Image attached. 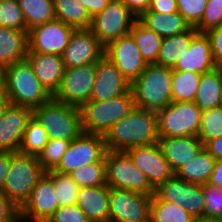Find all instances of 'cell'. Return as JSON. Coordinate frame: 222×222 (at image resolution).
Wrapping results in <instances>:
<instances>
[{
	"label": "cell",
	"mask_w": 222,
	"mask_h": 222,
	"mask_svg": "<svg viewBox=\"0 0 222 222\" xmlns=\"http://www.w3.org/2000/svg\"><path fill=\"white\" fill-rule=\"evenodd\" d=\"M105 146L111 151L158 143L157 112L134 107L104 135Z\"/></svg>",
	"instance_id": "6da1fadb"
},
{
	"label": "cell",
	"mask_w": 222,
	"mask_h": 222,
	"mask_svg": "<svg viewBox=\"0 0 222 222\" xmlns=\"http://www.w3.org/2000/svg\"><path fill=\"white\" fill-rule=\"evenodd\" d=\"M173 69L147 64L143 73L131 83L135 107L158 112L172 102Z\"/></svg>",
	"instance_id": "7a4b0ae2"
},
{
	"label": "cell",
	"mask_w": 222,
	"mask_h": 222,
	"mask_svg": "<svg viewBox=\"0 0 222 222\" xmlns=\"http://www.w3.org/2000/svg\"><path fill=\"white\" fill-rule=\"evenodd\" d=\"M5 94L11 105L32 110L53 98L37 79L27 59L7 66Z\"/></svg>",
	"instance_id": "3957f363"
},
{
	"label": "cell",
	"mask_w": 222,
	"mask_h": 222,
	"mask_svg": "<svg viewBox=\"0 0 222 222\" xmlns=\"http://www.w3.org/2000/svg\"><path fill=\"white\" fill-rule=\"evenodd\" d=\"M45 173L38 157L19 151L10 152V168L2 193L20 209Z\"/></svg>",
	"instance_id": "277c9868"
},
{
	"label": "cell",
	"mask_w": 222,
	"mask_h": 222,
	"mask_svg": "<svg viewBox=\"0 0 222 222\" xmlns=\"http://www.w3.org/2000/svg\"><path fill=\"white\" fill-rule=\"evenodd\" d=\"M135 107L131 90L107 101H87L79 110L82 131L104 136Z\"/></svg>",
	"instance_id": "5b68a950"
},
{
	"label": "cell",
	"mask_w": 222,
	"mask_h": 222,
	"mask_svg": "<svg viewBox=\"0 0 222 222\" xmlns=\"http://www.w3.org/2000/svg\"><path fill=\"white\" fill-rule=\"evenodd\" d=\"M33 117L45 128L49 139L72 141L83 132L79 108L53 98L33 109Z\"/></svg>",
	"instance_id": "8992f818"
},
{
	"label": "cell",
	"mask_w": 222,
	"mask_h": 222,
	"mask_svg": "<svg viewBox=\"0 0 222 222\" xmlns=\"http://www.w3.org/2000/svg\"><path fill=\"white\" fill-rule=\"evenodd\" d=\"M106 181L111 188L125 189L149 196L155 194L148 177L138 169L125 151L105 153Z\"/></svg>",
	"instance_id": "52a82bcc"
},
{
	"label": "cell",
	"mask_w": 222,
	"mask_h": 222,
	"mask_svg": "<svg viewBox=\"0 0 222 222\" xmlns=\"http://www.w3.org/2000/svg\"><path fill=\"white\" fill-rule=\"evenodd\" d=\"M159 137H197L202 110L194 102H171L157 112Z\"/></svg>",
	"instance_id": "ba28073f"
},
{
	"label": "cell",
	"mask_w": 222,
	"mask_h": 222,
	"mask_svg": "<svg viewBox=\"0 0 222 222\" xmlns=\"http://www.w3.org/2000/svg\"><path fill=\"white\" fill-rule=\"evenodd\" d=\"M137 17L121 0H111L107 7L92 17L90 30L106 47L112 41L130 33Z\"/></svg>",
	"instance_id": "9c48e42d"
},
{
	"label": "cell",
	"mask_w": 222,
	"mask_h": 222,
	"mask_svg": "<svg viewBox=\"0 0 222 222\" xmlns=\"http://www.w3.org/2000/svg\"><path fill=\"white\" fill-rule=\"evenodd\" d=\"M152 196L109 187V222H150Z\"/></svg>",
	"instance_id": "30bf717a"
},
{
	"label": "cell",
	"mask_w": 222,
	"mask_h": 222,
	"mask_svg": "<svg viewBox=\"0 0 222 222\" xmlns=\"http://www.w3.org/2000/svg\"><path fill=\"white\" fill-rule=\"evenodd\" d=\"M106 151L104 136L82 132L71 141L60 163L53 171L70 174L81 166L99 162Z\"/></svg>",
	"instance_id": "8fae6325"
},
{
	"label": "cell",
	"mask_w": 222,
	"mask_h": 222,
	"mask_svg": "<svg viewBox=\"0 0 222 222\" xmlns=\"http://www.w3.org/2000/svg\"><path fill=\"white\" fill-rule=\"evenodd\" d=\"M95 74L96 64L65 69L53 99L80 108L87 101H90Z\"/></svg>",
	"instance_id": "7c38bea8"
},
{
	"label": "cell",
	"mask_w": 222,
	"mask_h": 222,
	"mask_svg": "<svg viewBox=\"0 0 222 222\" xmlns=\"http://www.w3.org/2000/svg\"><path fill=\"white\" fill-rule=\"evenodd\" d=\"M155 195L162 201L176 203L196 220L204 217L205 201L200 184L188 182L174 175L155 188Z\"/></svg>",
	"instance_id": "4fadbf2b"
},
{
	"label": "cell",
	"mask_w": 222,
	"mask_h": 222,
	"mask_svg": "<svg viewBox=\"0 0 222 222\" xmlns=\"http://www.w3.org/2000/svg\"><path fill=\"white\" fill-rule=\"evenodd\" d=\"M75 28L54 19L32 27L28 31V52L61 56Z\"/></svg>",
	"instance_id": "5bb4252c"
},
{
	"label": "cell",
	"mask_w": 222,
	"mask_h": 222,
	"mask_svg": "<svg viewBox=\"0 0 222 222\" xmlns=\"http://www.w3.org/2000/svg\"><path fill=\"white\" fill-rule=\"evenodd\" d=\"M59 207L53 179L45 173L19 209L20 222H47Z\"/></svg>",
	"instance_id": "9a60e30c"
},
{
	"label": "cell",
	"mask_w": 222,
	"mask_h": 222,
	"mask_svg": "<svg viewBox=\"0 0 222 222\" xmlns=\"http://www.w3.org/2000/svg\"><path fill=\"white\" fill-rule=\"evenodd\" d=\"M104 56L116 66L130 84L143 73L147 66L130 34L109 43L105 47Z\"/></svg>",
	"instance_id": "2e32d148"
},
{
	"label": "cell",
	"mask_w": 222,
	"mask_h": 222,
	"mask_svg": "<svg viewBox=\"0 0 222 222\" xmlns=\"http://www.w3.org/2000/svg\"><path fill=\"white\" fill-rule=\"evenodd\" d=\"M105 47L90 29H75L61 58L65 69L96 64L103 56Z\"/></svg>",
	"instance_id": "e0dca14e"
},
{
	"label": "cell",
	"mask_w": 222,
	"mask_h": 222,
	"mask_svg": "<svg viewBox=\"0 0 222 222\" xmlns=\"http://www.w3.org/2000/svg\"><path fill=\"white\" fill-rule=\"evenodd\" d=\"M125 152L133 164L148 177L154 188L175 175L158 143L133 147Z\"/></svg>",
	"instance_id": "ac0fdd59"
},
{
	"label": "cell",
	"mask_w": 222,
	"mask_h": 222,
	"mask_svg": "<svg viewBox=\"0 0 222 222\" xmlns=\"http://www.w3.org/2000/svg\"><path fill=\"white\" fill-rule=\"evenodd\" d=\"M33 116L27 107L9 104L0 117V151L17 152L26 127Z\"/></svg>",
	"instance_id": "d6986e66"
},
{
	"label": "cell",
	"mask_w": 222,
	"mask_h": 222,
	"mask_svg": "<svg viewBox=\"0 0 222 222\" xmlns=\"http://www.w3.org/2000/svg\"><path fill=\"white\" fill-rule=\"evenodd\" d=\"M131 84L105 56L96 63V74L90 100L107 101L126 94Z\"/></svg>",
	"instance_id": "ffe728a7"
},
{
	"label": "cell",
	"mask_w": 222,
	"mask_h": 222,
	"mask_svg": "<svg viewBox=\"0 0 222 222\" xmlns=\"http://www.w3.org/2000/svg\"><path fill=\"white\" fill-rule=\"evenodd\" d=\"M211 42L206 33H198L187 50L178 55L173 71H190L199 74L214 70Z\"/></svg>",
	"instance_id": "44dd1931"
},
{
	"label": "cell",
	"mask_w": 222,
	"mask_h": 222,
	"mask_svg": "<svg viewBox=\"0 0 222 222\" xmlns=\"http://www.w3.org/2000/svg\"><path fill=\"white\" fill-rule=\"evenodd\" d=\"M26 59L31 64L37 79L53 96L58 90L65 72L61 56L28 52Z\"/></svg>",
	"instance_id": "7402d4cb"
},
{
	"label": "cell",
	"mask_w": 222,
	"mask_h": 222,
	"mask_svg": "<svg viewBox=\"0 0 222 222\" xmlns=\"http://www.w3.org/2000/svg\"><path fill=\"white\" fill-rule=\"evenodd\" d=\"M158 144L164 158L176 172L184 163L195 158L204 144L198 137H159Z\"/></svg>",
	"instance_id": "603a6c76"
},
{
	"label": "cell",
	"mask_w": 222,
	"mask_h": 222,
	"mask_svg": "<svg viewBox=\"0 0 222 222\" xmlns=\"http://www.w3.org/2000/svg\"><path fill=\"white\" fill-rule=\"evenodd\" d=\"M76 205L90 222H109V186L81 187Z\"/></svg>",
	"instance_id": "cb8c5ba5"
},
{
	"label": "cell",
	"mask_w": 222,
	"mask_h": 222,
	"mask_svg": "<svg viewBox=\"0 0 222 222\" xmlns=\"http://www.w3.org/2000/svg\"><path fill=\"white\" fill-rule=\"evenodd\" d=\"M28 50V31L0 27V62L9 66L25 60Z\"/></svg>",
	"instance_id": "d4e9b609"
},
{
	"label": "cell",
	"mask_w": 222,
	"mask_h": 222,
	"mask_svg": "<svg viewBox=\"0 0 222 222\" xmlns=\"http://www.w3.org/2000/svg\"><path fill=\"white\" fill-rule=\"evenodd\" d=\"M138 20L162 38L186 32L191 27L178 12L163 14L155 11H147Z\"/></svg>",
	"instance_id": "484cf974"
},
{
	"label": "cell",
	"mask_w": 222,
	"mask_h": 222,
	"mask_svg": "<svg viewBox=\"0 0 222 222\" xmlns=\"http://www.w3.org/2000/svg\"><path fill=\"white\" fill-rule=\"evenodd\" d=\"M222 101V69L201 75L194 103L202 110L217 108Z\"/></svg>",
	"instance_id": "4316f807"
},
{
	"label": "cell",
	"mask_w": 222,
	"mask_h": 222,
	"mask_svg": "<svg viewBox=\"0 0 222 222\" xmlns=\"http://www.w3.org/2000/svg\"><path fill=\"white\" fill-rule=\"evenodd\" d=\"M215 158L203 147L195 158L184 163L175 175L183 180L195 184L208 183L212 174Z\"/></svg>",
	"instance_id": "83f0119b"
},
{
	"label": "cell",
	"mask_w": 222,
	"mask_h": 222,
	"mask_svg": "<svg viewBox=\"0 0 222 222\" xmlns=\"http://www.w3.org/2000/svg\"><path fill=\"white\" fill-rule=\"evenodd\" d=\"M198 33L195 27H190L186 32L163 38L155 64L173 69L178 55L189 48L191 40Z\"/></svg>",
	"instance_id": "f1b7e54d"
},
{
	"label": "cell",
	"mask_w": 222,
	"mask_h": 222,
	"mask_svg": "<svg viewBox=\"0 0 222 222\" xmlns=\"http://www.w3.org/2000/svg\"><path fill=\"white\" fill-rule=\"evenodd\" d=\"M55 18L75 29H90L92 17L79 0H53Z\"/></svg>",
	"instance_id": "f546056e"
},
{
	"label": "cell",
	"mask_w": 222,
	"mask_h": 222,
	"mask_svg": "<svg viewBox=\"0 0 222 222\" xmlns=\"http://www.w3.org/2000/svg\"><path fill=\"white\" fill-rule=\"evenodd\" d=\"M147 64L156 63L163 38L145 27L138 19L129 33Z\"/></svg>",
	"instance_id": "4dcf8cb0"
},
{
	"label": "cell",
	"mask_w": 222,
	"mask_h": 222,
	"mask_svg": "<svg viewBox=\"0 0 222 222\" xmlns=\"http://www.w3.org/2000/svg\"><path fill=\"white\" fill-rule=\"evenodd\" d=\"M22 10L26 28L44 24L55 19L53 0H17Z\"/></svg>",
	"instance_id": "1f68e13d"
},
{
	"label": "cell",
	"mask_w": 222,
	"mask_h": 222,
	"mask_svg": "<svg viewBox=\"0 0 222 222\" xmlns=\"http://www.w3.org/2000/svg\"><path fill=\"white\" fill-rule=\"evenodd\" d=\"M196 219L176 203L160 200L155 194L151 199L150 222H195Z\"/></svg>",
	"instance_id": "d6a6232c"
},
{
	"label": "cell",
	"mask_w": 222,
	"mask_h": 222,
	"mask_svg": "<svg viewBox=\"0 0 222 222\" xmlns=\"http://www.w3.org/2000/svg\"><path fill=\"white\" fill-rule=\"evenodd\" d=\"M201 74L190 71H173L172 102H194Z\"/></svg>",
	"instance_id": "836d02e7"
},
{
	"label": "cell",
	"mask_w": 222,
	"mask_h": 222,
	"mask_svg": "<svg viewBox=\"0 0 222 222\" xmlns=\"http://www.w3.org/2000/svg\"><path fill=\"white\" fill-rule=\"evenodd\" d=\"M48 140L45 128L32 116L24 132L19 152L38 157Z\"/></svg>",
	"instance_id": "e575fe53"
},
{
	"label": "cell",
	"mask_w": 222,
	"mask_h": 222,
	"mask_svg": "<svg viewBox=\"0 0 222 222\" xmlns=\"http://www.w3.org/2000/svg\"><path fill=\"white\" fill-rule=\"evenodd\" d=\"M69 175L80 187L106 185L105 156L99 162L81 166Z\"/></svg>",
	"instance_id": "d590c367"
},
{
	"label": "cell",
	"mask_w": 222,
	"mask_h": 222,
	"mask_svg": "<svg viewBox=\"0 0 222 222\" xmlns=\"http://www.w3.org/2000/svg\"><path fill=\"white\" fill-rule=\"evenodd\" d=\"M46 173L54 181L59 207L76 204L81 187L73 180V178L69 174H63L53 170Z\"/></svg>",
	"instance_id": "8d00e7d4"
},
{
	"label": "cell",
	"mask_w": 222,
	"mask_h": 222,
	"mask_svg": "<svg viewBox=\"0 0 222 222\" xmlns=\"http://www.w3.org/2000/svg\"><path fill=\"white\" fill-rule=\"evenodd\" d=\"M222 136V111L219 107L202 111L198 138L205 145Z\"/></svg>",
	"instance_id": "74e56055"
},
{
	"label": "cell",
	"mask_w": 222,
	"mask_h": 222,
	"mask_svg": "<svg viewBox=\"0 0 222 222\" xmlns=\"http://www.w3.org/2000/svg\"><path fill=\"white\" fill-rule=\"evenodd\" d=\"M71 140L49 139L43 152L38 156L41 167L46 171L54 170L61 161L63 154L67 151Z\"/></svg>",
	"instance_id": "f35d334b"
},
{
	"label": "cell",
	"mask_w": 222,
	"mask_h": 222,
	"mask_svg": "<svg viewBox=\"0 0 222 222\" xmlns=\"http://www.w3.org/2000/svg\"><path fill=\"white\" fill-rule=\"evenodd\" d=\"M0 27L29 31L17 0L0 1Z\"/></svg>",
	"instance_id": "ab89813d"
},
{
	"label": "cell",
	"mask_w": 222,
	"mask_h": 222,
	"mask_svg": "<svg viewBox=\"0 0 222 222\" xmlns=\"http://www.w3.org/2000/svg\"><path fill=\"white\" fill-rule=\"evenodd\" d=\"M205 207L204 217L222 220V188L202 184Z\"/></svg>",
	"instance_id": "60d3db41"
},
{
	"label": "cell",
	"mask_w": 222,
	"mask_h": 222,
	"mask_svg": "<svg viewBox=\"0 0 222 222\" xmlns=\"http://www.w3.org/2000/svg\"><path fill=\"white\" fill-rule=\"evenodd\" d=\"M220 25H222V0H208L201 21L195 29L199 33H207Z\"/></svg>",
	"instance_id": "b9f144b4"
},
{
	"label": "cell",
	"mask_w": 222,
	"mask_h": 222,
	"mask_svg": "<svg viewBox=\"0 0 222 222\" xmlns=\"http://www.w3.org/2000/svg\"><path fill=\"white\" fill-rule=\"evenodd\" d=\"M180 13L191 27H196L203 16L208 0H176Z\"/></svg>",
	"instance_id": "7bdbcfd3"
},
{
	"label": "cell",
	"mask_w": 222,
	"mask_h": 222,
	"mask_svg": "<svg viewBox=\"0 0 222 222\" xmlns=\"http://www.w3.org/2000/svg\"><path fill=\"white\" fill-rule=\"evenodd\" d=\"M47 222H90L85 213L76 204L56 209Z\"/></svg>",
	"instance_id": "ee69618b"
},
{
	"label": "cell",
	"mask_w": 222,
	"mask_h": 222,
	"mask_svg": "<svg viewBox=\"0 0 222 222\" xmlns=\"http://www.w3.org/2000/svg\"><path fill=\"white\" fill-rule=\"evenodd\" d=\"M0 222H20L19 208L0 192Z\"/></svg>",
	"instance_id": "f6af8a7d"
},
{
	"label": "cell",
	"mask_w": 222,
	"mask_h": 222,
	"mask_svg": "<svg viewBox=\"0 0 222 222\" xmlns=\"http://www.w3.org/2000/svg\"><path fill=\"white\" fill-rule=\"evenodd\" d=\"M211 42L212 55L216 68L222 69V25L206 33Z\"/></svg>",
	"instance_id": "bcb514c9"
},
{
	"label": "cell",
	"mask_w": 222,
	"mask_h": 222,
	"mask_svg": "<svg viewBox=\"0 0 222 222\" xmlns=\"http://www.w3.org/2000/svg\"><path fill=\"white\" fill-rule=\"evenodd\" d=\"M148 11L169 14L178 12L176 0H151Z\"/></svg>",
	"instance_id": "7dc6e473"
},
{
	"label": "cell",
	"mask_w": 222,
	"mask_h": 222,
	"mask_svg": "<svg viewBox=\"0 0 222 222\" xmlns=\"http://www.w3.org/2000/svg\"><path fill=\"white\" fill-rule=\"evenodd\" d=\"M130 11L137 17V19L147 12L150 6L151 0H121Z\"/></svg>",
	"instance_id": "c3c4849f"
},
{
	"label": "cell",
	"mask_w": 222,
	"mask_h": 222,
	"mask_svg": "<svg viewBox=\"0 0 222 222\" xmlns=\"http://www.w3.org/2000/svg\"><path fill=\"white\" fill-rule=\"evenodd\" d=\"M88 10L91 17L102 12L111 0H79Z\"/></svg>",
	"instance_id": "681fc988"
},
{
	"label": "cell",
	"mask_w": 222,
	"mask_h": 222,
	"mask_svg": "<svg viewBox=\"0 0 222 222\" xmlns=\"http://www.w3.org/2000/svg\"><path fill=\"white\" fill-rule=\"evenodd\" d=\"M9 168H10V152L0 151V192H2Z\"/></svg>",
	"instance_id": "f907efd6"
},
{
	"label": "cell",
	"mask_w": 222,
	"mask_h": 222,
	"mask_svg": "<svg viewBox=\"0 0 222 222\" xmlns=\"http://www.w3.org/2000/svg\"><path fill=\"white\" fill-rule=\"evenodd\" d=\"M208 184L222 188V158L215 160L214 168Z\"/></svg>",
	"instance_id": "816d5d0a"
},
{
	"label": "cell",
	"mask_w": 222,
	"mask_h": 222,
	"mask_svg": "<svg viewBox=\"0 0 222 222\" xmlns=\"http://www.w3.org/2000/svg\"><path fill=\"white\" fill-rule=\"evenodd\" d=\"M204 148L215 158H222V136L208 141Z\"/></svg>",
	"instance_id": "f5cc1de1"
},
{
	"label": "cell",
	"mask_w": 222,
	"mask_h": 222,
	"mask_svg": "<svg viewBox=\"0 0 222 222\" xmlns=\"http://www.w3.org/2000/svg\"><path fill=\"white\" fill-rule=\"evenodd\" d=\"M6 68L2 62H0V92H5L6 87Z\"/></svg>",
	"instance_id": "db71d44e"
},
{
	"label": "cell",
	"mask_w": 222,
	"mask_h": 222,
	"mask_svg": "<svg viewBox=\"0 0 222 222\" xmlns=\"http://www.w3.org/2000/svg\"><path fill=\"white\" fill-rule=\"evenodd\" d=\"M9 104V99L7 98L5 92H0V117Z\"/></svg>",
	"instance_id": "11a10c76"
},
{
	"label": "cell",
	"mask_w": 222,
	"mask_h": 222,
	"mask_svg": "<svg viewBox=\"0 0 222 222\" xmlns=\"http://www.w3.org/2000/svg\"><path fill=\"white\" fill-rule=\"evenodd\" d=\"M195 222H222L221 219H214V218H201V219H197Z\"/></svg>",
	"instance_id": "9f6ffc18"
},
{
	"label": "cell",
	"mask_w": 222,
	"mask_h": 222,
	"mask_svg": "<svg viewBox=\"0 0 222 222\" xmlns=\"http://www.w3.org/2000/svg\"><path fill=\"white\" fill-rule=\"evenodd\" d=\"M219 108H220L221 111H222V101L220 102Z\"/></svg>",
	"instance_id": "6f0895ef"
}]
</instances>
